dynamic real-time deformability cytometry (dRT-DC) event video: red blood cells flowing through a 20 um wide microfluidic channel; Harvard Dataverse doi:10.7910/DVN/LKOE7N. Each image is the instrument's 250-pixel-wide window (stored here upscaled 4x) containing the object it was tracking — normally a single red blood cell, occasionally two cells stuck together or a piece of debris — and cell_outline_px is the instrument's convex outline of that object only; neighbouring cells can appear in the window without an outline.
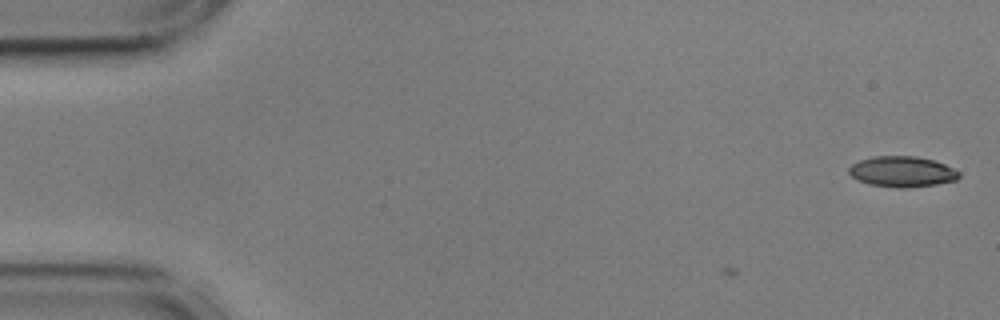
{"species": "common noctule bat (a hibernating species)", "species_latin": "Nyctalus noctula", "temperature_condition": "cold", "stored_images_in_passage": 2, "camera_frame_rate_fps": 3000, "um_per_image_px": 0.085, "animal": {"sex": "male", "body_mass_g": 17.9, "forearm_length_mm": 54.2}, "frame": {"image": 1, "passage_image": 2, "time_ms": 0.333, "image_size_px": [1000, 320], "cell_outline_px": [[960, 176], [956, 180], [936, 184], [908, 188], [900, 188], [868, 184], [856, 180], [848, 172], [848, 168], [852, 164], [860, 160], [872, 156], [916, 156], [932, 160], [944, 164], [960, 172]], "centroid_in_image_um": [76.65, 14.59], "position_along_channel_um": 8.3, "area_um2": 19.71}}